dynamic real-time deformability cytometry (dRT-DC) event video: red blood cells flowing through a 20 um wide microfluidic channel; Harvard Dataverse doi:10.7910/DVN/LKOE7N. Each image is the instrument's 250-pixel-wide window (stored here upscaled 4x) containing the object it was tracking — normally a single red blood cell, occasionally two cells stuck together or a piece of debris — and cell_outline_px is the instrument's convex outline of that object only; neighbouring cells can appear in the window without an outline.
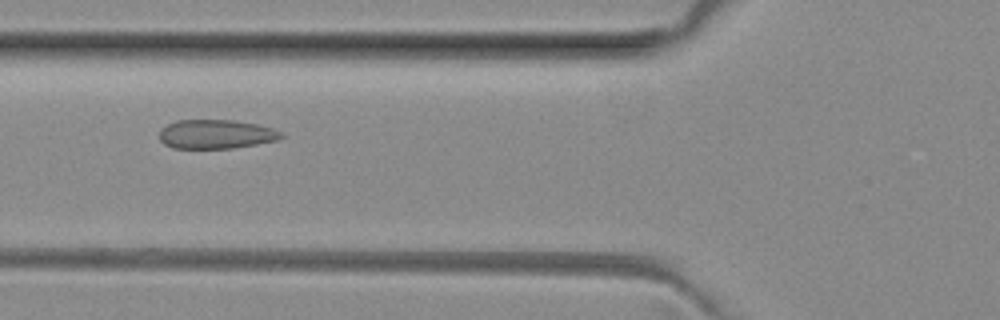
{"species": "common noctule bat (a hibernating species)", "species_latin": "Nyctalus noctula", "temperature_condition": "room temperature", "stored_images_in_passage": 31, "camera_frame_rate_fps": 3000, "um_per_image_px": 0.085, "animal": {"sex": "female", "body_mass_g": 29.2, "forearm_length_mm": 56.3}, "frame": {"image": 1, "passage_image": 4, "time_ms": 1.0, "image_size_px": [1000, 320], "cell_outline_px": [[284, 136], [276, 140], [256, 144], [232, 148], [172, 148], [164, 144], [160, 140], [160, 128], [176, 120], [236, 120], [256, 124], [272, 128], [280, 132]], "centroid_in_image_um": [18.32, 11.4], "position_along_channel_um": 107.5, "area_um2": 20.58}}
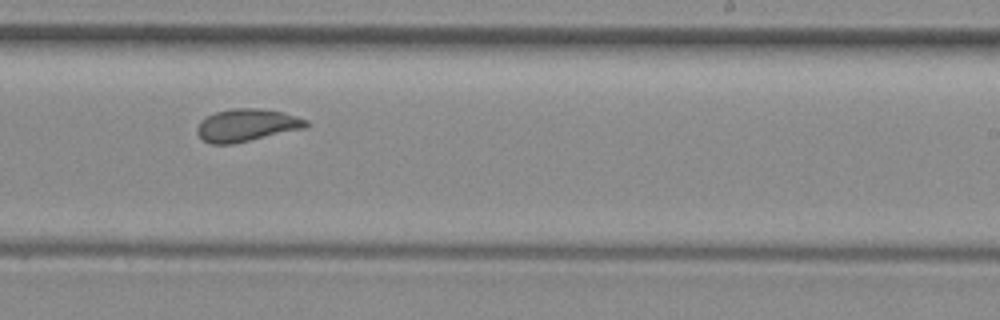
{"frame": {"image": 2, "passage_image": 16, "time_ms": 5.0, "image_size_px": [1000, 320], "cell_outline_px": [[308, 124], [304, 128], [232, 144], [212, 144], [204, 140], [196, 132], [196, 128], [200, 120], [216, 112], [232, 108], [260, 108], [284, 112], [308, 120]], "centroid_in_image_um": [20.95, 10.63], "position_along_channel_um": 268.0, "area_um2": 20.52}}
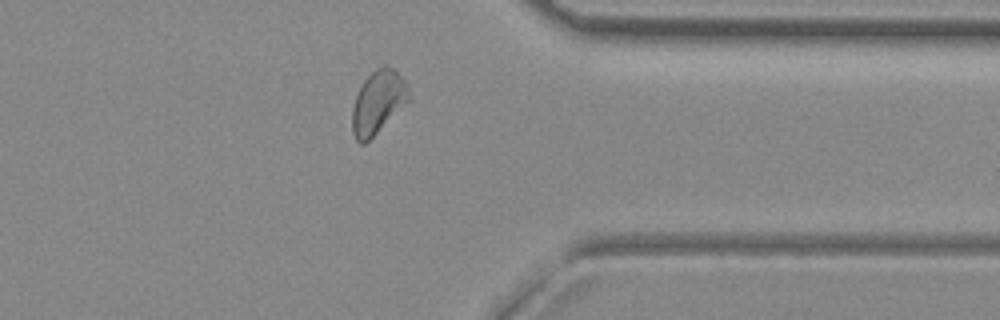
{"frame": {"image": 3, "passage_image": 25, "time_ms": 8.0, "image_size_px": [1000, 320], "cell_outline_px": [[412, 100], [364, 144], [360, 144], [356, 140], [352, 132], [352, 108], [356, 96], [364, 80], [376, 68], [384, 64], [392, 68], [408, 84]], "centroid_in_image_um": [32.16, 8.69], "position_along_channel_um": 379.2, "area_um2": 20.98}}